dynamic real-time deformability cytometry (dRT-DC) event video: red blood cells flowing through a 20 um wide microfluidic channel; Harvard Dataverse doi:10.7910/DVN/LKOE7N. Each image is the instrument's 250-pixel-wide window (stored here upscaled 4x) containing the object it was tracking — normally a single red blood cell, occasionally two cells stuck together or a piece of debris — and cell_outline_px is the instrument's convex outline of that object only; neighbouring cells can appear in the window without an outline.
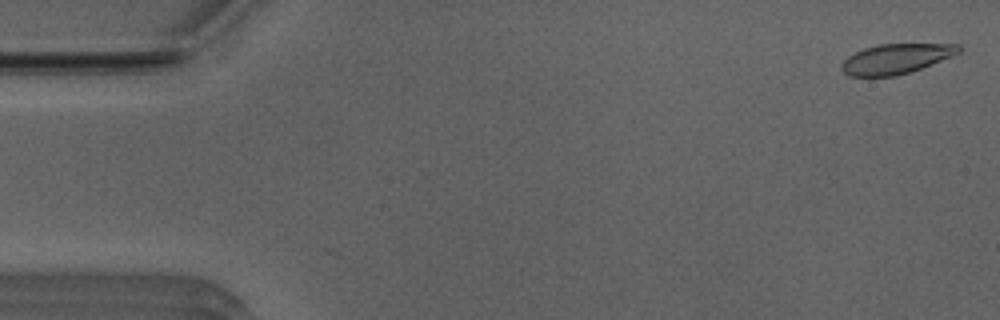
{"species": "Egyptian fruit bat (a non-hibernating species)", "species_latin": "Rousettus aegyptiacus", "temperature_condition": "room temperature", "stored_images_in_passage": 8, "camera_frame_rate_fps": 3000, "um_per_image_px": 0.085, "animal": {"sex": "male"}, "frame": {"image": 1, "passage_image": 1, "time_ms": 0.0, "image_size_px": [1000, 320], "cell_outline_px": [[960, 52], [952, 56], [920, 68], [896, 76], [848, 76], [840, 68], [840, 64], [848, 56], [864, 48], [880, 44], [960, 44]], "centroid_in_image_um": [76.13, 5.0], "position_along_channel_um": 8.9, "area_um2": 20.23}}